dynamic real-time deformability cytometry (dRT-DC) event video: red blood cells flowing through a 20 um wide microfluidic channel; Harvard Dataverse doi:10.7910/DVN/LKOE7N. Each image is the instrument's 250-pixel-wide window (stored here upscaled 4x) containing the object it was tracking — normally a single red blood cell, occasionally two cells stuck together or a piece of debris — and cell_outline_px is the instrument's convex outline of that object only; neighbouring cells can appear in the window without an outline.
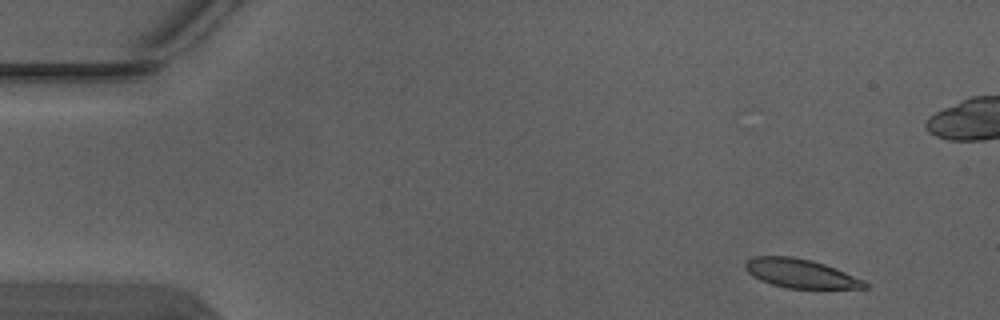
{"species": "Egyptian fruit bat (a non-hibernating species)", "species_latin": "Rousettus aegyptiacus", "temperature_condition": "warm", "stored_images_in_passage": 4, "camera_frame_rate_fps": 3000, "um_per_image_px": 0.085, "animal": {"sex": "male"}, "frame": {"image": 1, "passage_image": 1, "time_ms": 0.0, "image_size_px": [1000, 320], "cell_outline_px": [[868, 288], [784, 288], [760, 280], [752, 276], [744, 268], [744, 260], [752, 256], [792, 256], [812, 260], [836, 268], [864, 280], [868, 284]], "centroid_in_image_um": [68.0, 23.23], "position_along_channel_um": 17.0, "area_um2": 20.29}}